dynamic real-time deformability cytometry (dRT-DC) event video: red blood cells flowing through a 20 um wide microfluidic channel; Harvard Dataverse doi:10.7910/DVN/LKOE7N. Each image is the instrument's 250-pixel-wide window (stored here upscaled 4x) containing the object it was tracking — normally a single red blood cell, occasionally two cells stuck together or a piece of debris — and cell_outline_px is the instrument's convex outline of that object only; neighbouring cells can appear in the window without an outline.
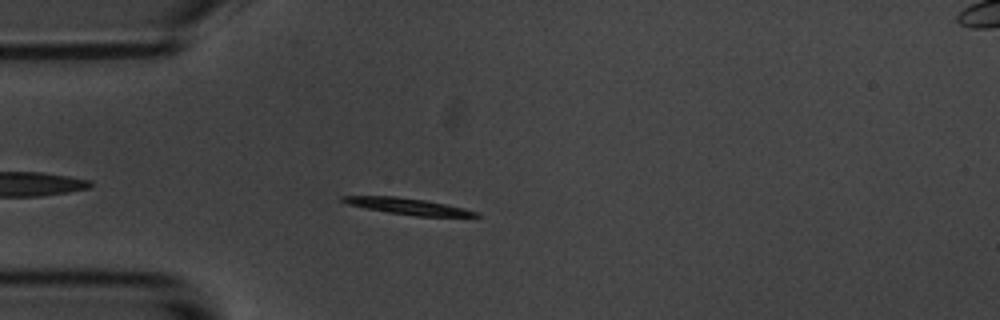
{"species": "common noctule bat (a hibernating species)", "species_latin": "Nyctalus noctula", "temperature_condition": "room temperature", "stored_images_in_passage": 46, "camera_frame_rate_fps": 3000, "um_per_image_px": 0.085, "animal": {"sex": "male", "body_mass_g": 20.1, "forearm_length_mm": 53.5}, "frame": {"image": 1, "passage_image": 5, "time_ms": 1.333, "image_size_px": [1000, 320], "cell_outline_px": [[480, 216], [416, 216], [388, 212], [364, 208], [348, 204], [340, 200], [340, 196], [396, 196], [424, 200], [464, 208], [476, 212]], "centroid_in_image_um": [34.59, 17.52], "position_along_channel_um": 50.4, "area_um2": 12.37}}
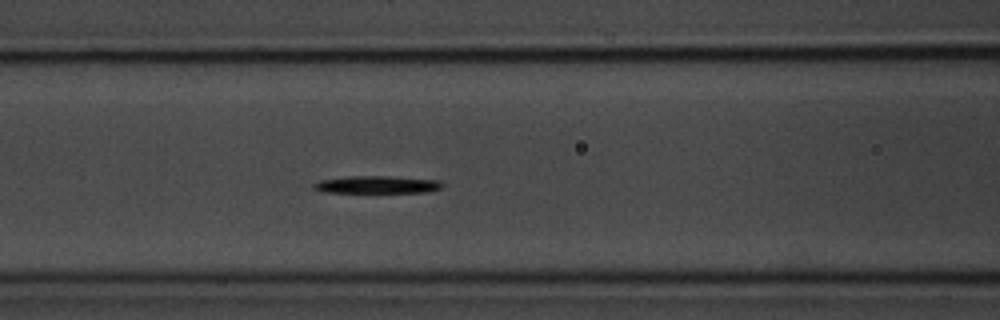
{"frame": {"image": 2, "passage_image": 13, "time_ms": 4.0, "image_size_px": [1000, 320], "cell_outline_px": [[444, 184], [440, 188], [428, 192], [324, 192], [312, 188], [312, 184], [320, 180], [348, 176], [388, 176], [436, 180]], "centroid_in_image_um": [32.0, 15.69], "position_along_channel_um": 134.6, "area_um2": 12.95}}
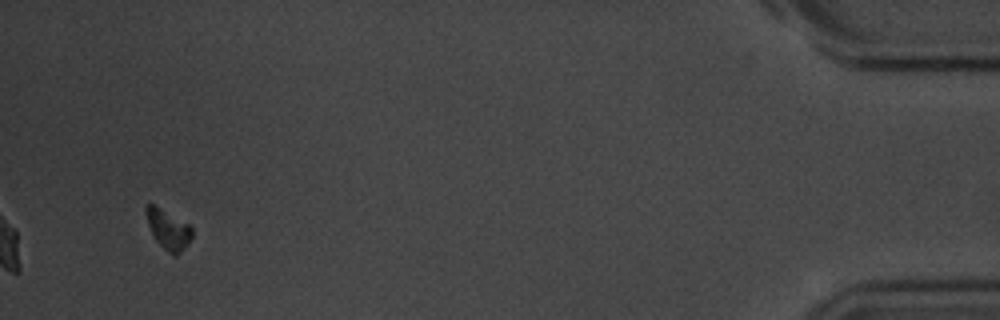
{"frame": {"image": 3, "passage_image": 44, "time_ms": 14.333, "image_size_px": [1000, 320], "cell_outline_px": [[192, 236], [188, 244], [176, 256], [172, 256], [156, 240], [148, 224], [144, 212], [144, 204], [156, 204], [188, 224], [192, 228]], "centroid_in_image_um": [14.27, 19.46], "position_along_channel_um": 420.9, "area_um2": 10.69}}